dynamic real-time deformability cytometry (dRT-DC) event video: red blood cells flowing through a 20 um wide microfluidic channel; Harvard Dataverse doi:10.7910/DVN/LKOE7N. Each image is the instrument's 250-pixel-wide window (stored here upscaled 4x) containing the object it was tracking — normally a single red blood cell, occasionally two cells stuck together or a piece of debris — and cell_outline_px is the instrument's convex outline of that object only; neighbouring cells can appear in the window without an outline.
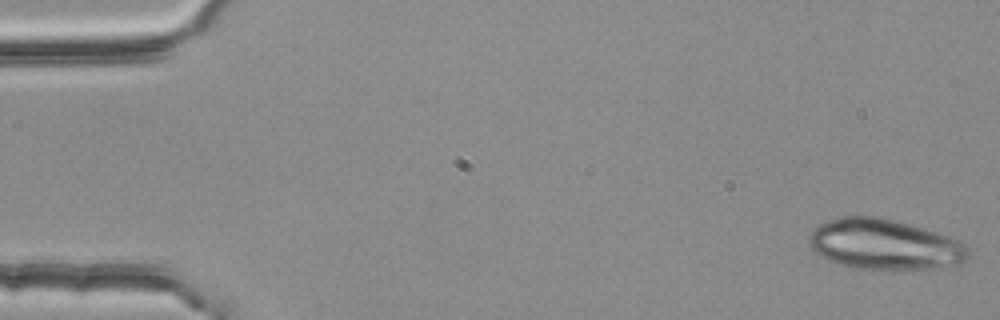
{"species": "common noctule bat (a hibernating species)", "species_latin": "Nyctalus noctula", "temperature_condition": "room temperature", "stored_images_in_passage": 52, "camera_frame_rate_fps": 3000, "um_per_image_px": 0.085, "animal": {"sex": "female", "body_mass_g": 25.1}, "frame": {"image": 1, "passage_image": 1, "time_ms": 0.0, "image_size_px": [1000, 320], "cell_outline_px": [[968, 260], [956, 264], [924, 268], [852, 268], [828, 260], [820, 256], [812, 248], [808, 240], [808, 236], [820, 224], [828, 220], [840, 216], [876, 216], [892, 220], [936, 232], [956, 240], [964, 244], [968, 248]], "centroid_in_image_um": [75.13, 20.76], "position_along_channel_um": 9.9, "area_um2": 45.84}}
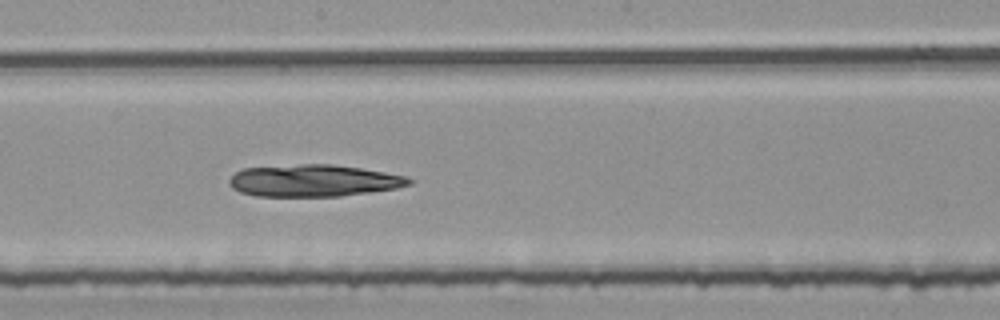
{"frame": {"image": 2, "passage_image": 29, "time_ms": 9.333, "image_size_px": [1000, 320], "cell_outline_px": [[412, 184], [396, 188], [340, 196], [256, 196], [240, 192], [232, 188], [228, 184], [228, 180], [236, 172], [244, 168], [304, 164], [332, 164], [360, 168], [384, 172], [404, 176], [412, 180]], "centroid_in_image_um": [26.62, 15.35], "position_along_channel_um": 221.6, "area_um2": 33.29}}
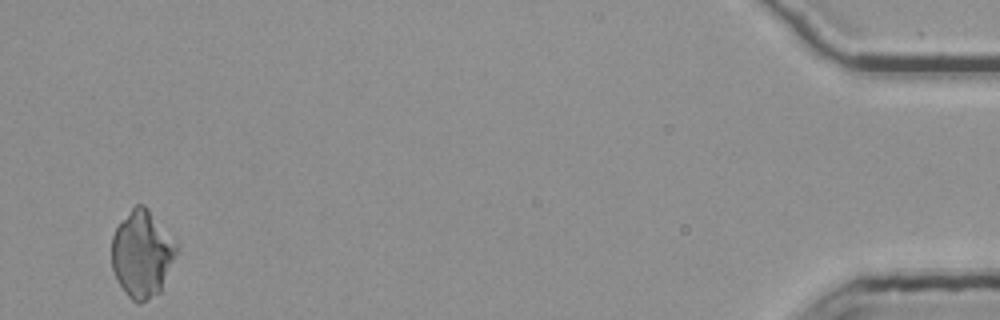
{"frame": {"image": 3, "passage_image": 52, "time_ms": 17.0, "image_size_px": [1000, 320], "cell_outline_px": [[180, 248], [160, 292], [140, 304], [136, 304], [128, 296], [116, 280], [112, 268], [112, 236], [116, 228], [132, 208], [136, 204], [144, 204], [148, 208], [180, 244]], "centroid_in_image_um": [12.11, 21.59], "position_along_channel_um": 423.1, "area_um2": 33.23}}